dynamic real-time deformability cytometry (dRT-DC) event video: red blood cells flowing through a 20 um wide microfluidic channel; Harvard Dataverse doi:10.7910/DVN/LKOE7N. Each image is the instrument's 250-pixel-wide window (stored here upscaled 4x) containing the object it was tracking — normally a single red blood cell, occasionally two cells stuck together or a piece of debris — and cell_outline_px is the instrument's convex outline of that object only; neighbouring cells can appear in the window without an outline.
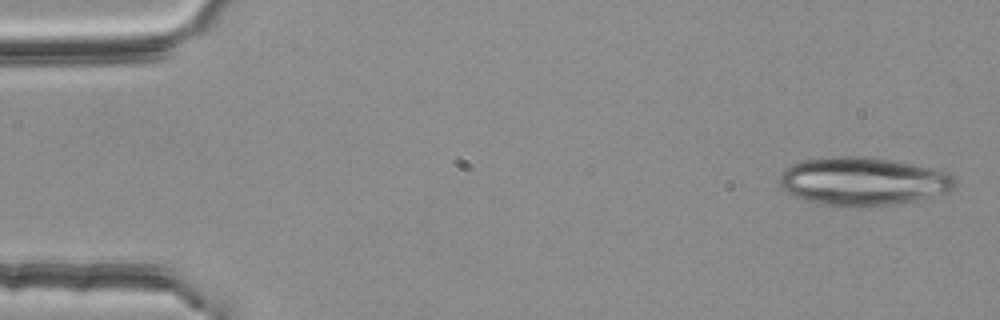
{"species": "common noctule bat (a hibernating species)", "species_latin": "Nyctalus noctula", "temperature_condition": "room temperature", "stored_images_in_passage": 4, "camera_frame_rate_fps": 3000, "um_per_image_px": 0.085, "animal": {"sex": "female", "body_mass_g": 25.1}, "frame": {"image": 1, "passage_image": 1, "time_ms": 0.0, "image_size_px": [1000, 320], "cell_outline_px": [[956, 184], [952, 192], [916, 200], [896, 204], [820, 204], [784, 192], [780, 188], [780, 176], [784, 168], [792, 164], [804, 160], [832, 156], [864, 156], [912, 164], [932, 168], [944, 172], [952, 176], [956, 180]], "centroid_in_image_um": [73.35, 15.38], "position_along_channel_um": 11.6, "area_um2": 48.55}}